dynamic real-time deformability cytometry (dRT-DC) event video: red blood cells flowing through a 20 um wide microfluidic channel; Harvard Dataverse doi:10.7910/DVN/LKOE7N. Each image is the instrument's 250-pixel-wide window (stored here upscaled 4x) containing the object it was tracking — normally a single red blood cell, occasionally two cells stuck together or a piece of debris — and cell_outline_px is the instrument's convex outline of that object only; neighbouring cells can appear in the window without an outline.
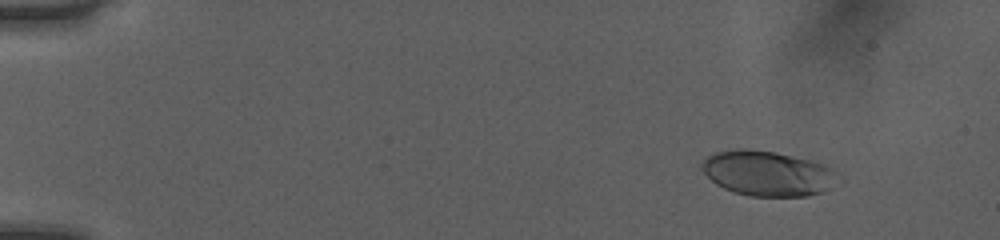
{"species": "human", "species_latin": "Homo sapiens", "temperature_condition": "room temperature", "stored_images_in_passage": 52, "camera_frame_rate_fps": 3000, "um_per_image_px": 0.085, "donor": {"sex": "female"}, "frame": {"image": 1, "passage_image": 7, "time_ms": 2.0, "image_size_px": [1000, 240], "cell_outline_px": [[844, 180], [832, 188], [808, 196], [748, 196], [732, 192], [716, 184], [696, 164], [708, 156], [716, 152], [736, 148], [748, 148], [776, 152], [824, 164], [832, 168]], "centroid_in_image_um": [65.27, 14.74], "position_along_channel_um": 19.7, "area_um2": 36.41}}
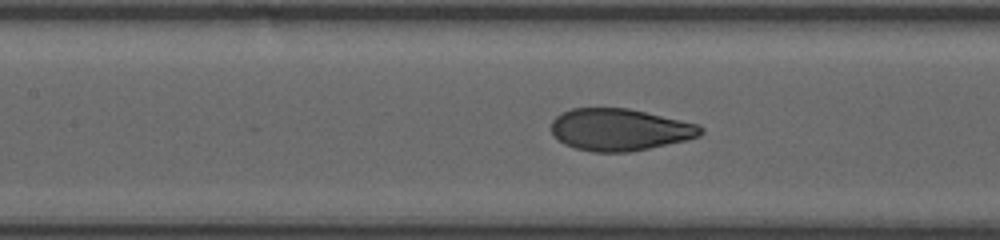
{"frame": {"image": 2, "passage_image": 26, "time_ms": 8.333, "image_size_px": [1000, 240], "cell_outline_px": [[704, 132], [700, 136], [684, 140], [648, 148], [628, 152], [592, 152], [576, 148], [564, 144], [552, 136], [552, 120], [560, 112], [572, 108], [628, 108], [700, 124], [704, 128]], "centroid_in_image_um": [52.66, 11.01], "position_along_channel_um": 154.7, "area_um2": 36.7}}
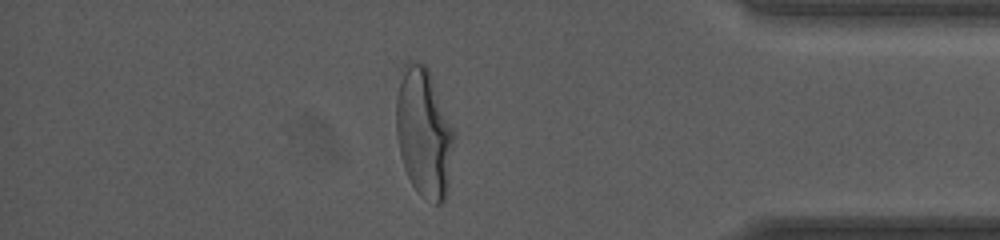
{"frame": {"image": 3, "passage_image": 46, "time_ms": 15.0, "image_size_px": [1000, 240], "cell_outline_px": [[456, 136], [448, 184], [444, 200], [440, 204], [432, 204], [424, 200], [416, 192], [404, 168], [396, 136], [396, 100], [404, 64], [408, 60], [416, 60], [424, 64], [428, 68]], "centroid_in_image_um": [36.03, 11.31], "position_along_channel_um": 399.2, "area_um2": 43.7}, "authors_computed_cell_mechanics": {"area_um2": 37.2232, "velocity_mm_per_s": 4.0547, "shape_relaxation_time_tau1_ms": 4.6809, "shape_relaxation_time_tau2_ms": null, "deformation_change_tau1": 0.2007, "deformation_change_tau2": null}}